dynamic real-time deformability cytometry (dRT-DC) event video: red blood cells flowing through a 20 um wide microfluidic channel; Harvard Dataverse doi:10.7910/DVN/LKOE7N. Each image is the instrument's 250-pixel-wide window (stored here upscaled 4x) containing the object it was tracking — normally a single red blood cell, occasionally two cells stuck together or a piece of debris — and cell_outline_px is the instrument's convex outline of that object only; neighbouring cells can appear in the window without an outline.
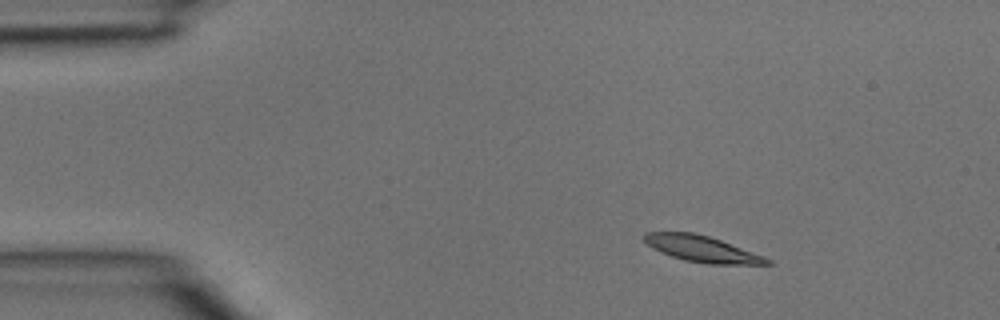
{"species": "common noctule bat (a hibernating species)", "species_latin": "Nyctalus noctula", "temperature_condition": "room temperature", "stored_images_in_passage": 3, "camera_frame_rate_fps": 3000, "um_per_image_px": 0.085, "animal": {"sex": "male", "body_mass_g": 15.6}, "frame": {"image": 1, "passage_image": 1, "time_ms": 0.0, "image_size_px": [1000, 320], "cell_outline_px": [[772, 264], [708, 264], [684, 260], [660, 252], [652, 248], [644, 240], [644, 232], [692, 232], [708, 236], [720, 240], [764, 256], [772, 260]], "centroid_in_image_um": [59.66, 21.16], "position_along_channel_um": 25.3, "area_um2": 18.55}}
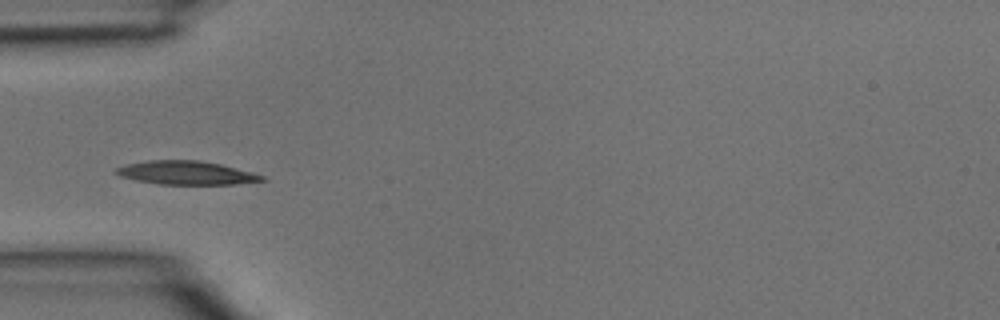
{"frame": {"image": 2, "passage_image": 3, "time_ms": 0.667, "image_size_px": [1000, 320], "cell_outline_px": [[268, 180], [236, 184], [160, 184], [136, 180], [120, 176], [116, 172], [116, 168], [128, 164], [148, 160], [200, 160], [220, 164], [252, 172], [264, 176]], "centroid_in_image_um": [15.87, 14.69], "position_along_channel_um": 69.1, "area_um2": 19.88}}